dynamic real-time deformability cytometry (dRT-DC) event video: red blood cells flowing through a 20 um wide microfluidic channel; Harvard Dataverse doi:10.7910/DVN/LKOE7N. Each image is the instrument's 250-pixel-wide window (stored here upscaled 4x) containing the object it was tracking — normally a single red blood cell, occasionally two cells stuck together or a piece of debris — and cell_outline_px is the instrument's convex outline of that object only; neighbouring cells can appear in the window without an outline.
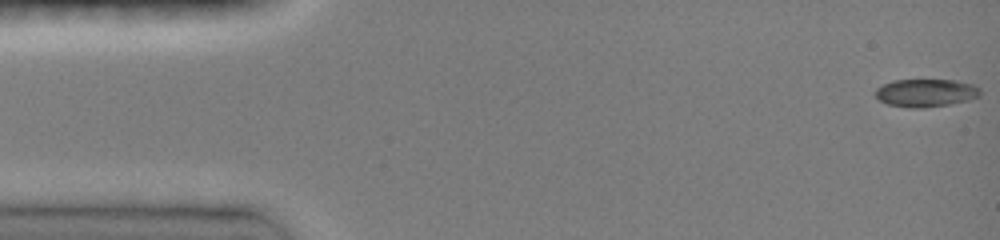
{"species": "common noctule bat (a hibernating species)", "species_latin": "Nyctalus noctula", "temperature_condition": "room temperature", "stored_images_in_passage": 20, "camera_frame_rate_fps": 3000, "um_per_image_px": 0.085, "animal": {"sex": "female", "body_mass_g": 19.0, "forearm_length_mm": 51.5}, "frame": {"image": 1, "passage_image": 1, "time_ms": 0.0, "image_size_px": [1000, 240], "cell_outline_px": [[980, 96], [968, 100], [948, 104], [924, 108], [908, 108], [888, 104], [880, 100], [876, 96], [876, 88], [892, 80], [956, 80], [972, 84], [980, 88]], "centroid_in_image_um": [78.7, 7.89], "position_along_channel_um": 6.3, "area_um2": 16.99}}
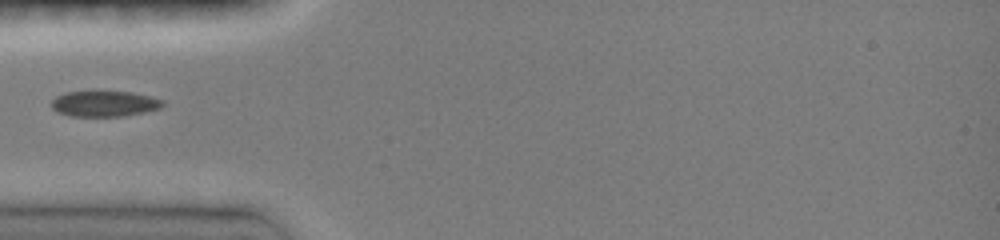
{"frame": {"image": 2, "passage_image": 9, "time_ms": 4.667, "image_size_px": [1000, 240], "cell_outline_px": [[164, 104], [160, 108], [144, 112], [120, 116], [68, 116], [56, 112], [52, 108], [52, 100], [56, 96], [64, 92], [96, 88], [132, 92], [164, 100]], "centroid_in_image_um": [8.81, 8.76], "position_along_channel_um": 76.2, "area_um2": 17.51}}
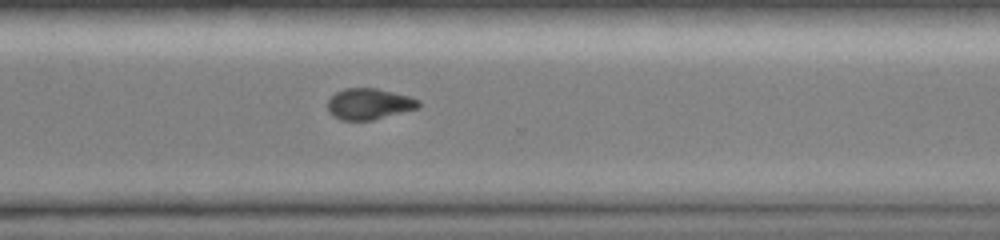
{"frame": {"image": 3, "passage_image": 20, "time_ms": 11.0, "image_size_px": [1000, 240], "cell_outline_px": [[420, 104], [416, 108], [372, 120], [344, 120], [332, 116], [328, 112], [328, 100], [336, 92], [344, 88], [376, 88], [408, 96], [420, 100]], "centroid_in_image_um": [31.33, 8.83], "position_along_channel_um": 339.3, "area_um2": 16.24}}